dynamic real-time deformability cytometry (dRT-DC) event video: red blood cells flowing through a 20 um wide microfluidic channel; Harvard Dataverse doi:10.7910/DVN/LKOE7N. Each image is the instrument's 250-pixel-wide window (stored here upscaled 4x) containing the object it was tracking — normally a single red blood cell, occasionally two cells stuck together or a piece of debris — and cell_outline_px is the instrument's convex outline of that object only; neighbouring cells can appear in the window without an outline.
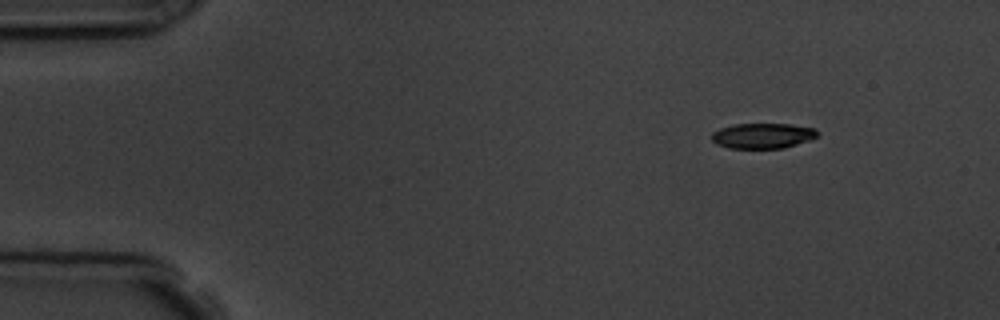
{"species": "common noctule bat (a hibernating species)", "species_latin": "Nyctalus noctula", "temperature_condition": "room temperature", "stored_images_in_passage": 3, "segment_of_instrument_passage": [2, 2], "camera_frame_rate_fps": 3000, "um_per_image_px": 0.085, "animal": {"sex": "male", "body_mass_g": 19.5, "forearm_length_mm": 54.6}, "frame": {"image": 1, "passage_image": 3, "time_ms": 3.0, "image_size_px": [1000, 320], "cell_outline_px": [[816, 136], [808, 140], [784, 148], [728, 148], [716, 144], [712, 140], [712, 132], [720, 128], [732, 124], [788, 124], [816, 128]], "centroid_in_image_um": [64.78, 11.53], "position_along_channel_um": 20.2, "area_um2": 15.49}}